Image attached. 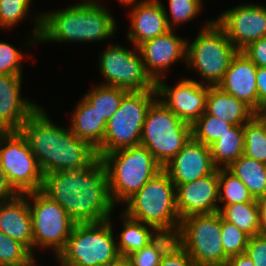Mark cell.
I'll list each match as a JSON object with an SVG mask.
<instances>
[{
	"label": "cell",
	"instance_id": "6da1fadb",
	"mask_svg": "<svg viewBox=\"0 0 266 266\" xmlns=\"http://www.w3.org/2000/svg\"><path fill=\"white\" fill-rule=\"evenodd\" d=\"M41 191L56 201L76 224L111 220L115 208L100 158L87 168L45 174Z\"/></svg>",
	"mask_w": 266,
	"mask_h": 266
},
{
	"label": "cell",
	"instance_id": "7a4b0ae2",
	"mask_svg": "<svg viewBox=\"0 0 266 266\" xmlns=\"http://www.w3.org/2000/svg\"><path fill=\"white\" fill-rule=\"evenodd\" d=\"M19 131L44 175L87 168L99 158L90 143L79 139L70 128L53 123L43 108L38 107Z\"/></svg>",
	"mask_w": 266,
	"mask_h": 266
},
{
	"label": "cell",
	"instance_id": "3957f363",
	"mask_svg": "<svg viewBox=\"0 0 266 266\" xmlns=\"http://www.w3.org/2000/svg\"><path fill=\"white\" fill-rule=\"evenodd\" d=\"M115 18L96 1H84L35 16L33 40L37 42H93L116 32Z\"/></svg>",
	"mask_w": 266,
	"mask_h": 266
},
{
	"label": "cell",
	"instance_id": "277c9868",
	"mask_svg": "<svg viewBox=\"0 0 266 266\" xmlns=\"http://www.w3.org/2000/svg\"><path fill=\"white\" fill-rule=\"evenodd\" d=\"M128 217L153 226L159 233L177 235L181 219L176 208V186L162 169L126 202Z\"/></svg>",
	"mask_w": 266,
	"mask_h": 266
},
{
	"label": "cell",
	"instance_id": "5b68a950",
	"mask_svg": "<svg viewBox=\"0 0 266 266\" xmlns=\"http://www.w3.org/2000/svg\"><path fill=\"white\" fill-rule=\"evenodd\" d=\"M106 169L112 202L125 203L163 168L144 146L98 155Z\"/></svg>",
	"mask_w": 266,
	"mask_h": 266
},
{
	"label": "cell",
	"instance_id": "8992f818",
	"mask_svg": "<svg viewBox=\"0 0 266 266\" xmlns=\"http://www.w3.org/2000/svg\"><path fill=\"white\" fill-rule=\"evenodd\" d=\"M191 138V125L177 117L157 98L147 111L140 145L146 147L163 168Z\"/></svg>",
	"mask_w": 266,
	"mask_h": 266
},
{
	"label": "cell",
	"instance_id": "52a82bcc",
	"mask_svg": "<svg viewBox=\"0 0 266 266\" xmlns=\"http://www.w3.org/2000/svg\"><path fill=\"white\" fill-rule=\"evenodd\" d=\"M203 27L191 44L187 40L186 62L204 78L201 84L217 86L238 50L215 20Z\"/></svg>",
	"mask_w": 266,
	"mask_h": 266
},
{
	"label": "cell",
	"instance_id": "ba28073f",
	"mask_svg": "<svg viewBox=\"0 0 266 266\" xmlns=\"http://www.w3.org/2000/svg\"><path fill=\"white\" fill-rule=\"evenodd\" d=\"M155 96L156 90H146L130 91L123 97L120 108L107 122L103 142L96 149L98 155L140 145L145 117Z\"/></svg>",
	"mask_w": 266,
	"mask_h": 266
},
{
	"label": "cell",
	"instance_id": "9c48e42d",
	"mask_svg": "<svg viewBox=\"0 0 266 266\" xmlns=\"http://www.w3.org/2000/svg\"><path fill=\"white\" fill-rule=\"evenodd\" d=\"M221 215H192L181 219L176 241L188 252L196 266H226L221 237Z\"/></svg>",
	"mask_w": 266,
	"mask_h": 266
},
{
	"label": "cell",
	"instance_id": "30bf717a",
	"mask_svg": "<svg viewBox=\"0 0 266 266\" xmlns=\"http://www.w3.org/2000/svg\"><path fill=\"white\" fill-rule=\"evenodd\" d=\"M109 220L75 224L65 248L58 254L64 261L82 266H109L121 256Z\"/></svg>",
	"mask_w": 266,
	"mask_h": 266
},
{
	"label": "cell",
	"instance_id": "8fae6325",
	"mask_svg": "<svg viewBox=\"0 0 266 266\" xmlns=\"http://www.w3.org/2000/svg\"><path fill=\"white\" fill-rule=\"evenodd\" d=\"M0 163L18 194L41 190L44 174L19 130L0 135Z\"/></svg>",
	"mask_w": 266,
	"mask_h": 266
},
{
	"label": "cell",
	"instance_id": "7c38bea8",
	"mask_svg": "<svg viewBox=\"0 0 266 266\" xmlns=\"http://www.w3.org/2000/svg\"><path fill=\"white\" fill-rule=\"evenodd\" d=\"M26 195L32 216L33 249L53 248L55 255H58L65 248L76 223L56 201L41 190Z\"/></svg>",
	"mask_w": 266,
	"mask_h": 266
},
{
	"label": "cell",
	"instance_id": "4fadbf2b",
	"mask_svg": "<svg viewBox=\"0 0 266 266\" xmlns=\"http://www.w3.org/2000/svg\"><path fill=\"white\" fill-rule=\"evenodd\" d=\"M98 61L99 71L106 79L102 85L123 88L129 92L156 90V83L147 74L140 52L135 53L113 44L106 48Z\"/></svg>",
	"mask_w": 266,
	"mask_h": 266
},
{
	"label": "cell",
	"instance_id": "5bb4252c",
	"mask_svg": "<svg viewBox=\"0 0 266 266\" xmlns=\"http://www.w3.org/2000/svg\"><path fill=\"white\" fill-rule=\"evenodd\" d=\"M215 21L225 30L238 51L250 43L266 37V7L242 4L222 12Z\"/></svg>",
	"mask_w": 266,
	"mask_h": 266
},
{
	"label": "cell",
	"instance_id": "9a60e30c",
	"mask_svg": "<svg viewBox=\"0 0 266 266\" xmlns=\"http://www.w3.org/2000/svg\"><path fill=\"white\" fill-rule=\"evenodd\" d=\"M155 87L158 98L161 97L158 100L192 126L206 110V99L211 86L185 78L174 87L158 80Z\"/></svg>",
	"mask_w": 266,
	"mask_h": 266
},
{
	"label": "cell",
	"instance_id": "2e32d148",
	"mask_svg": "<svg viewBox=\"0 0 266 266\" xmlns=\"http://www.w3.org/2000/svg\"><path fill=\"white\" fill-rule=\"evenodd\" d=\"M218 169L198 180L176 186V208L180 219L219 212Z\"/></svg>",
	"mask_w": 266,
	"mask_h": 266
},
{
	"label": "cell",
	"instance_id": "e0dca14e",
	"mask_svg": "<svg viewBox=\"0 0 266 266\" xmlns=\"http://www.w3.org/2000/svg\"><path fill=\"white\" fill-rule=\"evenodd\" d=\"M141 53L147 74L156 83L165 75V70L179 59L186 61L187 39L174 34V29L147 40L137 47Z\"/></svg>",
	"mask_w": 266,
	"mask_h": 266
},
{
	"label": "cell",
	"instance_id": "ac0fdd59",
	"mask_svg": "<svg viewBox=\"0 0 266 266\" xmlns=\"http://www.w3.org/2000/svg\"><path fill=\"white\" fill-rule=\"evenodd\" d=\"M217 169L210 147L193 138L163 167L175 186L198 180Z\"/></svg>",
	"mask_w": 266,
	"mask_h": 266
},
{
	"label": "cell",
	"instance_id": "d6986e66",
	"mask_svg": "<svg viewBox=\"0 0 266 266\" xmlns=\"http://www.w3.org/2000/svg\"><path fill=\"white\" fill-rule=\"evenodd\" d=\"M257 66L238 51L230 61L222 81L217 85L222 91L243 101L255 113L257 112Z\"/></svg>",
	"mask_w": 266,
	"mask_h": 266
},
{
	"label": "cell",
	"instance_id": "ffe728a7",
	"mask_svg": "<svg viewBox=\"0 0 266 266\" xmlns=\"http://www.w3.org/2000/svg\"><path fill=\"white\" fill-rule=\"evenodd\" d=\"M133 8V9H132ZM128 39L136 47L171 30L160 0H142L131 6Z\"/></svg>",
	"mask_w": 266,
	"mask_h": 266
},
{
	"label": "cell",
	"instance_id": "44dd1931",
	"mask_svg": "<svg viewBox=\"0 0 266 266\" xmlns=\"http://www.w3.org/2000/svg\"><path fill=\"white\" fill-rule=\"evenodd\" d=\"M22 75L0 74V123L9 130H19L39 107L20 94Z\"/></svg>",
	"mask_w": 266,
	"mask_h": 266
},
{
	"label": "cell",
	"instance_id": "7402d4cb",
	"mask_svg": "<svg viewBox=\"0 0 266 266\" xmlns=\"http://www.w3.org/2000/svg\"><path fill=\"white\" fill-rule=\"evenodd\" d=\"M0 231L34 255L32 216L26 194L0 201Z\"/></svg>",
	"mask_w": 266,
	"mask_h": 266
},
{
	"label": "cell",
	"instance_id": "603a6c76",
	"mask_svg": "<svg viewBox=\"0 0 266 266\" xmlns=\"http://www.w3.org/2000/svg\"><path fill=\"white\" fill-rule=\"evenodd\" d=\"M205 111L234 126H243L256 114L243 101L225 93L218 86L210 87Z\"/></svg>",
	"mask_w": 266,
	"mask_h": 266
},
{
	"label": "cell",
	"instance_id": "cb8c5ba5",
	"mask_svg": "<svg viewBox=\"0 0 266 266\" xmlns=\"http://www.w3.org/2000/svg\"><path fill=\"white\" fill-rule=\"evenodd\" d=\"M72 114L70 130L97 149L103 142L107 122L84 98Z\"/></svg>",
	"mask_w": 266,
	"mask_h": 266
},
{
	"label": "cell",
	"instance_id": "d4e9b609",
	"mask_svg": "<svg viewBox=\"0 0 266 266\" xmlns=\"http://www.w3.org/2000/svg\"><path fill=\"white\" fill-rule=\"evenodd\" d=\"M248 188L254 199L266 197V164L240 156L228 168Z\"/></svg>",
	"mask_w": 266,
	"mask_h": 266
},
{
	"label": "cell",
	"instance_id": "484cf974",
	"mask_svg": "<svg viewBox=\"0 0 266 266\" xmlns=\"http://www.w3.org/2000/svg\"><path fill=\"white\" fill-rule=\"evenodd\" d=\"M123 217V230L120 233L117 248L121 257H127L131 253L142 249L151 242L159 232L151 225L128 217L125 213Z\"/></svg>",
	"mask_w": 266,
	"mask_h": 266
},
{
	"label": "cell",
	"instance_id": "4316f807",
	"mask_svg": "<svg viewBox=\"0 0 266 266\" xmlns=\"http://www.w3.org/2000/svg\"><path fill=\"white\" fill-rule=\"evenodd\" d=\"M221 217L233 223L238 229L250 237L261 232L260 207L258 202H245L219 206Z\"/></svg>",
	"mask_w": 266,
	"mask_h": 266
},
{
	"label": "cell",
	"instance_id": "83f0119b",
	"mask_svg": "<svg viewBox=\"0 0 266 266\" xmlns=\"http://www.w3.org/2000/svg\"><path fill=\"white\" fill-rule=\"evenodd\" d=\"M211 156L217 168H228L244 152L243 126H232L210 146ZM223 166V167H222Z\"/></svg>",
	"mask_w": 266,
	"mask_h": 266
},
{
	"label": "cell",
	"instance_id": "f1b7e54d",
	"mask_svg": "<svg viewBox=\"0 0 266 266\" xmlns=\"http://www.w3.org/2000/svg\"><path fill=\"white\" fill-rule=\"evenodd\" d=\"M129 91L114 86L97 85L83 97L108 122L120 108L123 97Z\"/></svg>",
	"mask_w": 266,
	"mask_h": 266
},
{
	"label": "cell",
	"instance_id": "f546056e",
	"mask_svg": "<svg viewBox=\"0 0 266 266\" xmlns=\"http://www.w3.org/2000/svg\"><path fill=\"white\" fill-rule=\"evenodd\" d=\"M219 202L231 205L245 202H258L248 188L227 168H218Z\"/></svg>",
	"mask_w": 266,
	"mask_h": 266
},
{
	"label": "cell",
	"instance_id": "4dcf8cb0",
	"mask_svg": "<svg viewBox=\"0 0 266 266\" xmlns=\"http://www.w3.org/2000/svg\"><path fill=\"white\" fill-rule=\"evenodd\" d=\"M176 241V235L159 233L142 249L137 250L126 258L132 266H159L166 250Z\"/></svg>",
	"mask_w": 266,
	"mask_h": 266
},
{
	"label": "cell",
	"instance_id": "1f68e13d",
	"mask_svg": "<svg viewBox=\"0 0 266 266\" xmlns=\"http://www.w3.org/2000/svg\"><path fill=\"white\" fill-rule=\"evenodd\" d=\"M244 152L246 157L266 164V126L255 114L243 125Z\"/></svg>",
	"mask_w": 266,
	"mask_h": 266
},
{
	"label": "cell",
	"instance_id": "d6a6232c",
	"mask_svg": "<svg viewBox=\"0 0 266 266\" xmlns=\"http://www.w3.org/2000/svg\"><path fill=\"white\" fill-rule=\"evenodd\" d=\"M233 124L218 117L209 115L206 111L191 126L192 138L210 146L225 133L230 132Z\"/></svg>",
	"mask_w": 266,
	"mask_h": 266
},
{
	"label": "cell",
	"instance_id": "836d02e7",
	"mask_svg": "<svg viewBox=\"0 0 266 266\" xmlns=\"http://www.w3.org/2000/svg\"><path fill=\"white\" fill-rule=\"evenodd\" d=\"M33 258L23 244L0 231V266H25Z\"/></svg>",
	"mask_w": 266,
	"mask_h": 266
},
{
	"label": "cell",
	"instance_id": "e575fe53",
	"mask_svg": "<svg viewBox=\"0 0 266 266\" xmlns=\"http://www.w3.org/2000/svg\"><path fill=\"white\" fill-rule=\"evenodd\" d=\"M168 2L170 16L163 3L162 5L165 11L168 26L170 29L174 30L179 24L194 19L197 14L200 13L202 7L201 0H169Z\"/></svg>",
	"mask_w": 266,
	"mask_h": 266
},
{
	"label": "cell",
	"instance_id": "d590c367",
	"mask_svg": "<svg viewBox=\"0 0 266 266\" xmlns=\"http://www.w3.org/2000/svg\"><path fill=\"white\" fill-rule=\"evenodd\" d=\"M221 237L224 253L235 256L245 253L250 236L238 229L233 223L225 221L221 217Z\"/></svg>",
	"mask_w": 266,
	"mask_h": 266
},
{
	"label": "cell",
	"instance_id": "8d00e7d4",
	"mask_svg": "<svg viewBox=\"0 0 266 266\" xmlns=\"http://www.w3.org/2000/svg\"><path fill=\"white\" fill-rule=\"evenodd\" d=\"M32 0H0V26L12 27L27 15Z\"/></svg>",
	"mask_w": 266,
	"mask_h": 266
},
{
	"label": "cell",
	"instance_id": "74e56055",
	"mask_svg": "<svg viewBox=\"0 0 266 266\" xmlns=\"http://www.w3.org/2000/svg\"><path fill=\"white\" fill-rule=\"evenodd\" d=\"M22 52L7 42L0 41V74L22 75Z\"/></svg>",
	"mask_w": 266,
	"mask_h": 266
},
{
	"label": "cell",
	"instance_id": "f35d334b",
	"mask_svg": "<svg viewBox=\"0 0 266 266\" xmlns=\"http://www.w3.org/2000/svg\"><path fill=\"white\" fill-rule=\"evenodd\" d=\"M159 266H196L188 252L175 241L164 253Z\"/></svg>",
	"mask_w": 266,
	"mask_h": 266
},
{
	"label": "cell",
	"instance_id": "ab89813d",
	"mask_svg": "<svg viewBox=\"0 0 266 266\" xmlns=\"http://www.w3.org/2000/svg\"><path fill=\"white\" fill-rule=\"evenodd\" d=\"M245 254L255 266H266V234L260 233L250 237Z\"/></svg>",
	"mask_w": 266,
	"mask_h": 266
},
{
	"label": "cell",
	"instance_id": "60d3db41",
	"mask_svg": "<svg viewBox=\"0 0 266 266\" xmlns=\"http://www.w3.org/2000/svg\"><path fill=\"white\" fill-rule=\"evenodd\" d=\"M242 51L257 67H266V37L250 43Z\"/></svg>",
	"mask_w": 266,
	"mask_h": 266
},
{
	"label": "cell",
	"instance_id": "b9f144b4",
	"mask_svg": "<svg viewBox=\"0 0 266 266\" xmlns=\"http://www.w3.org/2000/svg\"><path fill=\"white\" fill-rule=\"evenodd\" d=\"M257 85V111L266 104V67H257L256 71Z\"/></svg>",
	"mask_w": 266,
	"mask_h": 266
},
{
	"label": "cell",
	"instance_id": "7bdbcfd3",
	"mask_svg": "<svg viewBox=\"0 0 266 266\" xmlns=\"http://www.w3.org/2000/svg\"><path fill=\"white\" fill-rule=\"evenodd\" d=\"M18 193L13 189L7 180L4 169L0 163V201L1 200H9L16 197Z\"/></svg>",
	"mask_w": 266,
	"mask_h": 266
},
{
	"label": "cell",
	"instance_id": "ee69618b",
	"mask_svg": "<svg viewBox=\"0 0 266 266\" xmlns=\"http://www.w3.org/2000/svg\"><path fill=\"white\" fill-rule=\"evenodd\" d=\"M226 266H255V264L245 253H242L229 257Z\"/></svg>",
	"mask_w": 266,
	"mask_h": 266
},
{
	"label": "cell",
	"instance_id": "f6af8a7d",
	"mask_svg": "<svg viewBox=\"0 0 266 266\" xmlns=\"http://www.w3.org/2000/svg\"><path fill=\"white\" fill-rule=\"evenodd\" d=\"M260 207L261 232L266 234V197L258 200Z\"/></svg>",
	"mask_w": 266,
	"mask_h": 266
},
{
	"label": "cell",
	"instance_id": "bcb514c9",
	"mask_svg": "<svg viewBox=\"0 0 266 266\" xmlns=\"http://www.w3.org/2000/svg\"><path fill=\"white\" fill-rule=\"evenodd\" d=\"M109 266H132V264L126 257H120L118 260H116Z\"/></svg>",
	"mask_w": 266,
	"mask_h": 266
},
{
	"label": "cell",
	"instance_id": "7dc6e473",
	"mask_svg": "<svg viewBox=\"0 0 266 266\" xmlns=\"http://www.w3.org/2000/svg\"><path fill=\"white\" fill-rule=\"evenodd\" d=\"M256 115L266 126V104L262 105L259 110L256 112Z\"/></svg>",
	"mask_w": 266,
	"mask_h": 266
},
{
	"label": "cell",
	"instance_id": "c3c4849f",
	"mask_svg": "<svg viewBox=\"0 0 266 266\" xmlns=\"http://www.w3.org/2000/svg\"><path fill=\"white\" fill-rule=\"evenodd\" d=\"M56 259L58 260V262H60L61 266H82V265H79L77 263H74V262H71V261H64L59 255H55Z\"/></svg>",
	"mask_w": 266,
	"mask_h": 266
},
{
	"label": "cell",
	"instance_id": "681fc988",
	"mask_svg": "<svg viewBox=\"0 0 266 266\" xmlns=\"http://www.w3.org/2000/svg\"><path fill=\"white\" fill-rule=\"evenodd\" d=\"M119 2L123 3L124 5H132L136 0H118Z\"/></svg>",
	"mask_w": 266,
	"mask_h": 266
},
{
	"label": "cell",
	"instance_id": "f907efd6",
	"mask_svg": "<svg viewBox=\"0 0 266 266\" xmlns=\"http://www.w3.org/2000/svg\"><path fill=\"white\" fill-rule=\"evenodd\" d=\"M8 130L0 123V135L6 133Z\"/></svg>",
	"mask_w": 266,
	"mask_h": 266
},
{
	"label": "cell",
	"instance_id": "816d5d0a",
	"mask_svg": "<svg viewBox=\"0 0 266 266\" xmlns=\"http://www.w3.org/2000/svg\"><path fill=\"white\" fill-rule=\"evenodd\" d=\"M25 266H38L35 264V258H33L27 265Z\"/></svg>",
	"mask_w": 266,
	"mask_h": 266
}]
</instances>
